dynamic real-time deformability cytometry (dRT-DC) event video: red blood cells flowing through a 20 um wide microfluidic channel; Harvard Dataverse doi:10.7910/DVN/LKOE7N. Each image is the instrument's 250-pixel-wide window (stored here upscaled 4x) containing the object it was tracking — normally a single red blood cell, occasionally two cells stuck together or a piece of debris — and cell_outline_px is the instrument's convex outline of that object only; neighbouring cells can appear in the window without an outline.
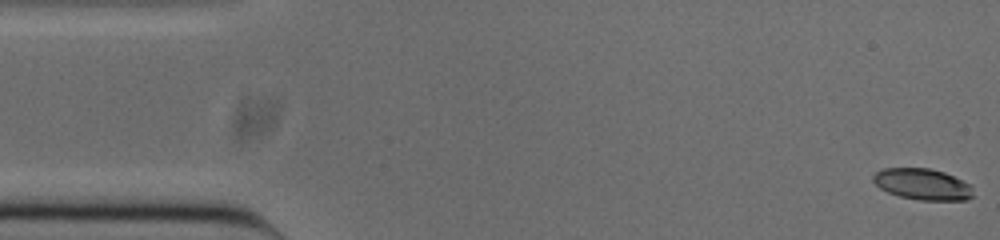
{"species": "common noctule bat (a hibernating species)", "species_latin": "Nyctalus noctula", "temperature_condition": "cold", "stored_images_in_passage": 52, "camera_frame_rate_fps": 3000, "um_per_image_px": 0.085, "animal": {"sex": "male", "body_mass_g": 20.0, "forearm_length_mm": 53.3}, "frame": {"image": 1, "passage_image": 1, "time_ms": 0.0, "image_size_px": [1000, 240], "cell_outline_px": [[976, 196], [968, 200], [920, 200], [900, 196], [888, 192], [880, 188], [872, 180], [872, 176], [876, 172], [884, 168], [928, 168], [944, 172], [968, 184], [972, 188]], "centroid_in_image_um": [78.42, 15.67], "position_along_channel_um": 6.6, "area_um2": 18.15}}
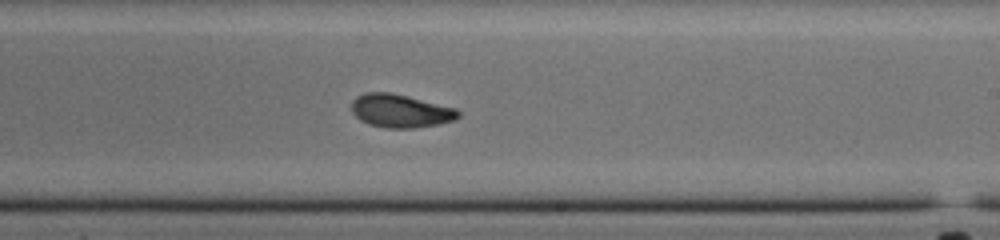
{"frame": {"image": 2, "passage_image": 30, "time_ms": 9.667, "image_size_px": [1000, 240], "cell_outline_px": [[460, 116], [452, 120], [436, 124], [412, 128], [384, 128], [368, 124], [360, 120], [352, 112], [352, 100], [356, 96], [368, 92], [388, 92], [456, 108], [460, 112]], "centroid_in_image_um": [33.99, 9.43], "position_along_channel_um": 255.0, "area_um2": 20.4}}
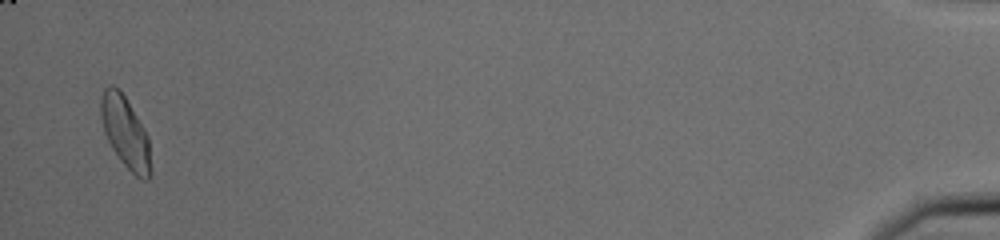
{"frame": {"image": 3, "passage_image": 51, "time_ms": 16.667, "image_size_px": [1000, 240], "cell_outline_px": [[152, 176], [148, 180], [144, 180], [136, 176], [120, 160], [112, 148], [104, 132], [100, 116], [100, 100], [104, 88], [112, 84], [124, 96], [148, 136], [152, 172]], "centroid_in_image_um": [10.66, 11.29], "position_along_channel_um": 424.5, "area_um2": 20.58}, "authors_computed_cell_mechanics": {"area_um2": 20.2011, "velocity_mm_per_s": 3.8353, "shape_relaxation_time_tau1_ms": 6.88, "shape_relaxation_time_tau2_ms": 2.7735, "deformation_change_tau1": 0.1942, "deformation_change_tau2": 0.0729}}